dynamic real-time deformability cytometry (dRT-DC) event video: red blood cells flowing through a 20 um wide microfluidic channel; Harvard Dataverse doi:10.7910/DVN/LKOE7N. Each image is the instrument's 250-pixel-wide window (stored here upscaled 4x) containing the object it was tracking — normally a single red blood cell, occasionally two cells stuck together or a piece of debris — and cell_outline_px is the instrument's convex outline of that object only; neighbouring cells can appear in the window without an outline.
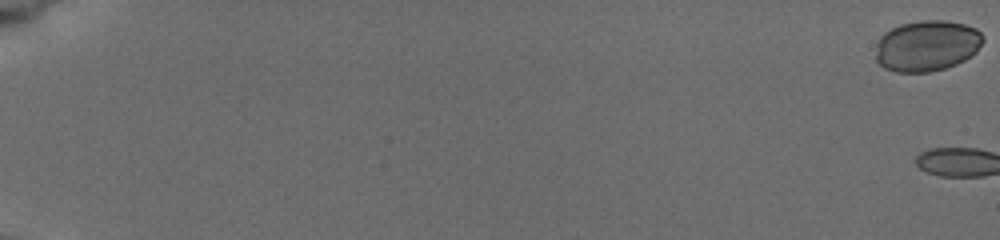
{"species": "common noctule bat (a hibernating species)", "species_latin": "Nyctalus noctula", "temperature_condition": "cold", "stored_images_in_passage": 11, "camera_frame_rate_fps": 3000, "um_per_image_px": 0.085, "animal": {"sex": "female", "body_mass_g": 19.5, "forearm_length_mm": 54.1}, "frame": {"image": 1, "passage_image": 1, "time_ms": 0.0, "image_size_px": [1000, 240], "cell_outline_px": [[984, 40], [976, 52], [964, 60], [956, 64], [944, 68], [928, 72], [896, 72], [884, 68], [876, 60], [876, 52], [880, 36], [884, 32], [900, 24], [920, 20], [944, 20], [964, 24], [976, 28], [984, 36]], "centroid_in_image_um": [78.79, 3.88], "position_along_channel_um": 6.2, "area_um2": 31.91}}
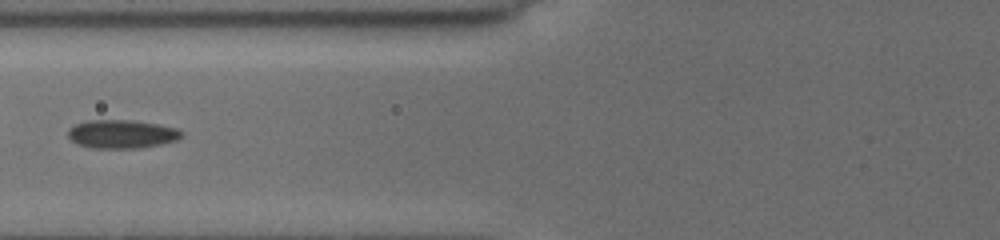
{"frame": {"image": 2, "passage_image": 10, "time_ms": 9.0, "image_size_px": [1000, 240], "cell_outline_px": [[180, 136], [176, 140], [160, 144], [140, 148], [88, 148], [76, 144], [68, 136], [68, 128], [76, 124], [88, 120], [128, 120], [156, 124], [176, 128], [180, 132]], "centroid_in_image_um": [10.27, 11.4], "position_along_channel_um": 115.5, "area_um2": 18.67}}
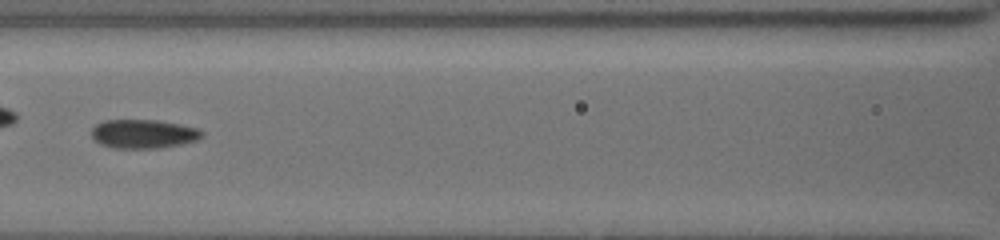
{"frame": {"image": 3, "passage_image": 11, "time_ms": 10.0, "image_size_px": [1000, 240], "cell_outline_px": [[204, 136], [196, 140], [180, 144], [156, 148], [112, 148], [100, 144], [92, 136], [92, 128], [96, 124], [108, 120], [156, 120], [196, 128], [204, 132]], "centroid_in_image_um": [12.17, 11.38], "position_along_channel_um": 154.4, "area_um2": 18.32}}